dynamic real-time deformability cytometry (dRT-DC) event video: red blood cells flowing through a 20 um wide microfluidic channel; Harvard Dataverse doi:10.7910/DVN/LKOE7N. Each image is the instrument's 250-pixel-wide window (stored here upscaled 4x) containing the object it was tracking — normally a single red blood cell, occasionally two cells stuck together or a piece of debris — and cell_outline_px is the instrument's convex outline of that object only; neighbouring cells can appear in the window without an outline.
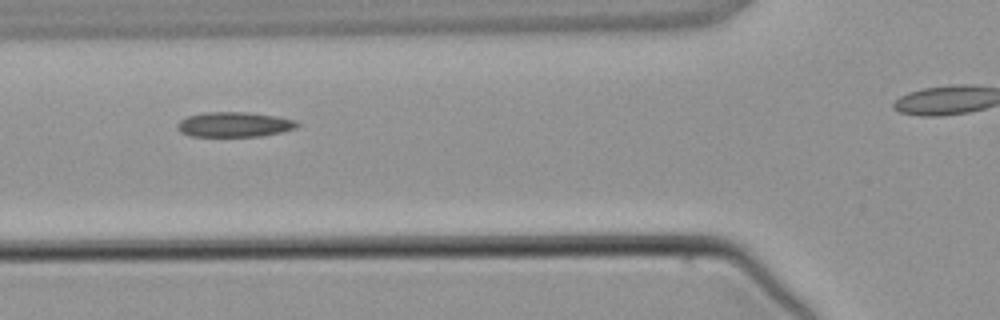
{"species": "common noctule bat (a hibernating species)", "species_latin": "Nyctalus noctula", "temperature_condition": "warm", "stored_images_in_passage": 5, "camera_frame_rate_fps": 3000, "um_per_image_px": 0.085, "animal": {"sex": "male", "body_mass_g": 21.5, "forearm_length_mm": 52.0}, "frame": {"image": 1, "passage_image": 3, "time_ms": 2.667, "image_size_px": [1000, 320], "cell_outline_px": [[300, 124], [296, 128], [280, 132], [260, 136], [188, 136], [180, 132], [176, 128], [176, 124], [180, 120], [188, 116], [204, 112], [248, 112], [276, 116], [296, 120]], "centroid_in_image_um": [19.89, 10.58], "position_along_channel_um": 105.9, "area_um2": 17.51}}
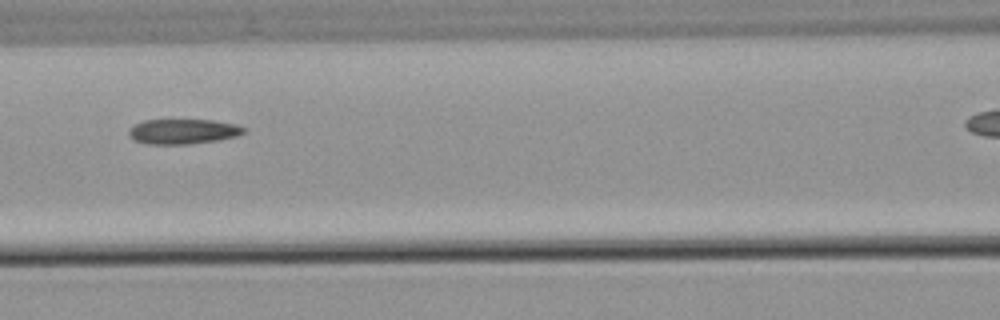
{"frame": {"image": 2, "passage_image": 4, "time_ms": 3.667, "image_size_px": [1000, 320], "cell_outline_px": [[248, 128], [240, 136], [220, 140], [188, 144], [148, 144], [132, 140], [128, 136], [128, 132], [136, 124], [144, 120], [212, 120], [236, 124]], "centroid_in_image_um": [15.6, 11.18], "position_along_channel_um": 151.0, "area_um2": 16.94}}